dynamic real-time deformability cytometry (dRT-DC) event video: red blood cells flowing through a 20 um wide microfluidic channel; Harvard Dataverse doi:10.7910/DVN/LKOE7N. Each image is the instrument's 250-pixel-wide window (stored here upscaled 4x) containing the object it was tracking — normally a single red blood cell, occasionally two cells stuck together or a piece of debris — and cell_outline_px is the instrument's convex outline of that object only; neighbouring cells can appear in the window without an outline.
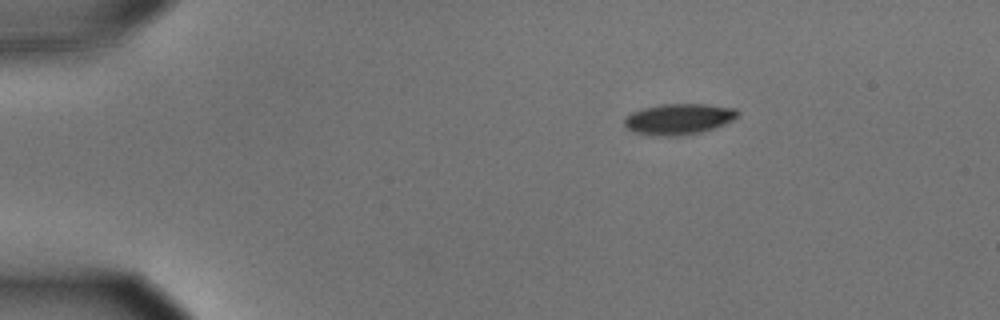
{"species": "common noctule bat (a hibernating species)", "species_latin": "Nyctalus noctula", "temperature_condition": "cold", "stored_images_in_passage": 48, "camera_frame_rate_fps": 3000, "um_per_image_px": 0.085, "animal": {"sex": "male", "body_mass_g": 15.6}, "frame": {"image": 1, "passage_image": 1, "time_ms": 0.0, "image_size_px": [1000, 320], "cell_outline_px": [[740, 112], [732, 120], [716, 128], [700, 132], [680, 136], [652, 136], [636, 132], [628, 128], [624, 124], [624, 116], [632, 112], [644, 108], [660, 104], [704, 104], [736, 108]], "centroid_in_image_um": [57.68, 10.12], "position_along_channel_um": 27.3, "area_um2": 20.46}}
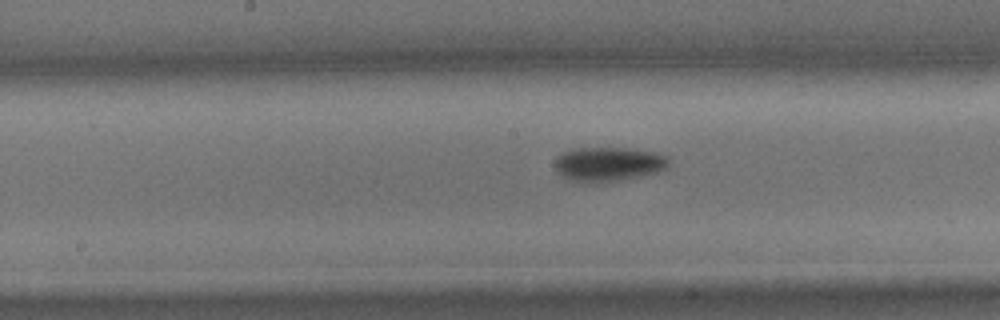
{"frame": {"image": 2, "passage_image": 21, "time_ms": 6.667, "image_size_px": [1000, 320], "cell_outline_px": [[668, 168], [656, 172], [640, 176], [616, 180], [568, 180], [556, 168], [556, 160], [564, 152], [572, 148], [624, 148], [656, 152], [668, 156]], "centroid_in_image_um": [51.78, 13.9], "position_along_channel_um": 196.4, "area_um2": 21.91}}
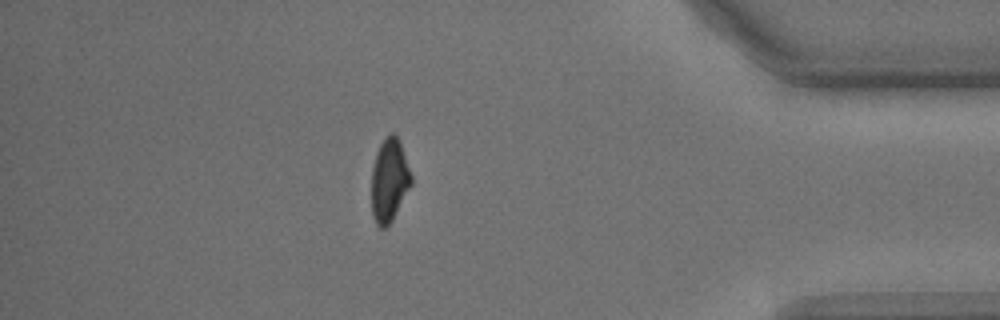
{"frame": {"image": 3, "passage_image": 41, "time_ms": 13.333, "image_size_px": [1000, 320], "cell_outline_px": [[412, 184], [392, 220], [384, 228], [380, 228], [376, 224], [372, 216], [372, 168], [376, 152], [380, 144], [392, 132], [400, 140], [412, 176]], "centroid_in_image_um": [33.09, 15.33], "position_along_channel_um": 402.1, "area_um2": 19.19}, "authors_computed_cell_mechanics": {"area_um2": 21.5305, "velocity_mm_per_s": 3.5917, "shape_relaxation_time_tau1_ms": 2.6797, "shape_relaxation_time_tau2_ms": null, "deformation_change_tau1": 0.1231, "deformation_change_tau2": null}}